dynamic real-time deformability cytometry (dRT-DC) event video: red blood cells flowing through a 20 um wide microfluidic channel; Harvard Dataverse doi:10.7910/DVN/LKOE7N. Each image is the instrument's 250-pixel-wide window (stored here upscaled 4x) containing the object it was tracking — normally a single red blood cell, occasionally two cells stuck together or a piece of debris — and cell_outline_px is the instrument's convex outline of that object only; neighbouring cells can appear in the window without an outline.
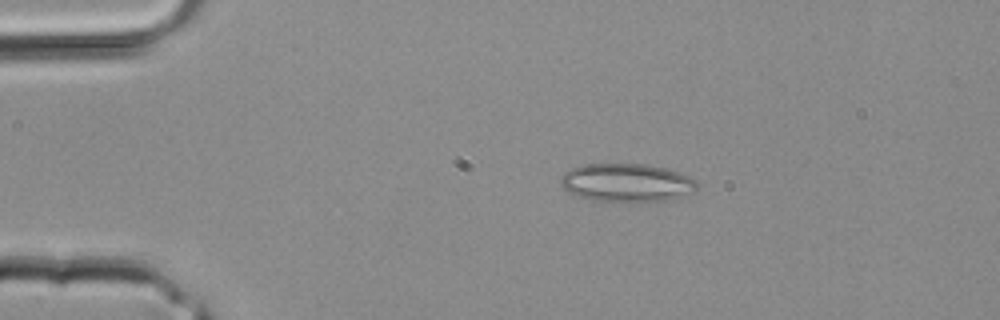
{"species": "common noctule bat (a hibernating species)", "species_latin": "Nyctalus noctula", "temperature_condition": "room temperature", "stored_images_in_passage": 3, "camera_frame_rate_fps": 3000, "um_per_image_px": 0.085, "animal": {"sex": "male", "body_mass_g": 20.4}, "frame": {"image": 1, "passage_image": 2, "time_ms": 0.333, "image_size_px": [1000, 320], "cell_outline_px": [[696, 188], [692, 192], [664, 200], [588, 200], [572, 196], [560, 184], [560, 180], [564, 172], [580, 164], [644, 164], [664, 168], [688, 176], [696, 180]], "centroid_in_image_um": [53.16, 15.51], "position_along_channel_um": 31.8, "area_um2": 29.88}}